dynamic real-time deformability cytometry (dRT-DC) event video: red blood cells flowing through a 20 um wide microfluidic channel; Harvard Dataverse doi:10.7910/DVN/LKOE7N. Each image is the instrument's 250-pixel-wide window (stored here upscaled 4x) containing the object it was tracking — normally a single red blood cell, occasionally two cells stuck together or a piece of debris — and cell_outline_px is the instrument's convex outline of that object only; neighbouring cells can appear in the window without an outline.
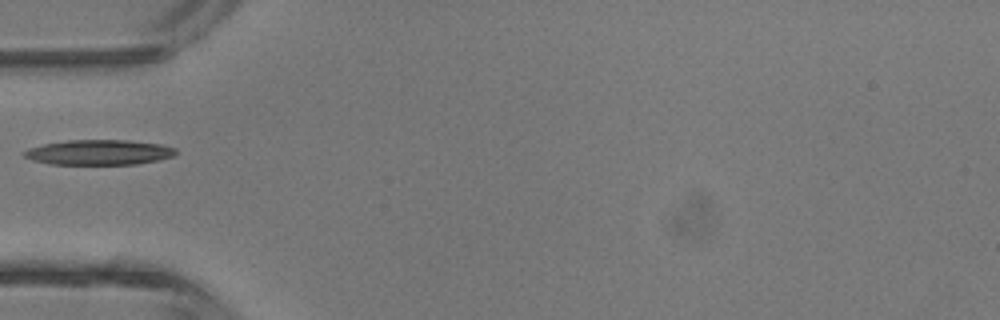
{"species": "common noctule bat (a hibernating species)", "species_latin": "Nyctalus noctula", "temperature_condition": "room temperature", "stored_images_in_passage": 1, "camera_frame_rate_fps": 3000, "um_per_image_px": 0.085, "animal": {"sex": "male", "body_mass_g": 13.3}, "frame": {"image": 1, "passage_image": 1, "time_ms": 0.0, "image_size_px": [1000, 320], "cell_outline_px": [[176, 156], [160, 160], [136, 164], [52, 164], [32, 160], [24, 156], [20, 152], [28, 148], [44, 144], [68, 140], [128, 140], [160, 144], [176, 148]], "centroid_in_image_um": [8.43, 12.95], "position_along_channel_um": 76.6, "area_um2": 22.31}}